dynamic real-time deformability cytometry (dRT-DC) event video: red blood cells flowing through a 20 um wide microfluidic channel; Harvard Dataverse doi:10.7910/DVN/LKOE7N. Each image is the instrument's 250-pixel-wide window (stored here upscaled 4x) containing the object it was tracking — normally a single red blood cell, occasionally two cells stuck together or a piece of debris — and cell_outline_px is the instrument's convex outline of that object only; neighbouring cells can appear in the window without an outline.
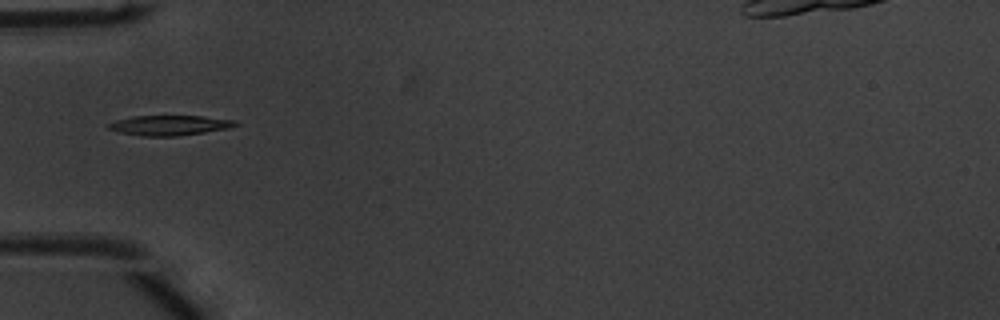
{"species": "common noctule bat (a hibernating species)", "species_latin": "Nyctalus noctula", "temperature_condition": "warm", "stored_images_in_passage": 28, "camera_frame_rate_fps": 3000, "um_per_image_px": 0.085, "animal": {"sex": "male", "body_mass_g": 20.1, "forearm_length_mm": 53.5}, "frame": {"image": 1, "passage_image": 1, "time_ms": 0.0, "image_size_px": [1000, 320], "cell_outline_px": [[240, 124], [228, 128], [204, 132], [176, 136], [140, 136], [116, 132], [108, 128], [108, 124], [116, 120], [132, 116], [200, 116], [236, 120]], "centroid_in_image_um": [14.39, 10.65], "position_along_channel_um": 70.6, "area_um2": 14.8}, "authors_computed_cell_mechanics": {"area_um2": 18.1203, "velocity_mm_per_s": 3.9011, "shape_relaxation_time_tau1_ms": 2.7992, "shape_relaxation_time_tau2_ms": 1.7494, "deformation_change_tau1": 0.1167, "deformation_change_tau2": 0.1056}}